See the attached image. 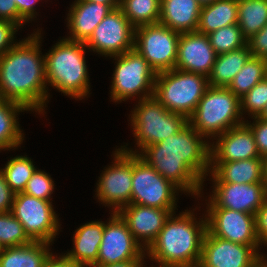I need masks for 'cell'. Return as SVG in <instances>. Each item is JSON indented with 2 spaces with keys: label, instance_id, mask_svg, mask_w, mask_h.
Wrapping results in <instances>:
<instances>
[{
  "label": "cell",
  "instance_id": "obj_1",
  "mask_svg": "<svg viewBox=\"0 0 267 267\" xmlns=\"http://www.w3.org/2000/svg\"><path fill=\"white\" fill-rule=\"evenodd\" d=\"M161 176L193 198L202 197L210 172V143L189 123L139 154Z\"/></svg>",
  "mask_w": 267,
  "mask_h": 267
},
{
  "label": "cell",
  "instance_id": "obj_2",
  "mask_svg": "<svg viewBox=\"0 0 267 267\" xmlns=\"http://www.w3.org/2000/svg\"><path fill=\"white\" fill-rule=\"evenodd\" d=\"M37 29L0 57V98L45 115L51 95L47 86L45 55L41 52L43 35Z\"/></svg>",
  "mask_w": 267,
  "mask_h": 267
},
{
  "label": "cell",
  "instance_id": "obj_3",
  "mask_svg": "<svg viewBox=\"0 0 267 267\" xmlns=\"http://www.w3.org/2000/svg\"><path fill=\"white\" fill-rule=\"evenodd\" d=\"M197 207L170 215L156 240L146 250L152 264L158 263L162 267H198L207 219L203 214L197 220V213H194Z\"/></svg>",
  "mask_w": 267,
  "mask_h": 267
},
{
  "label": "cell",
  "instance_id": "obj_4",
  "mask_svg": "<svg viewBox=\"0 0 267 267\" xmlns=\"http://www.w3.org/2000/svg\"><path fill=\"white\" fill-rule=\"evenodd\" d=\"M84 42L62 39L45 53V69L47 85L76 101L89 97L90 80Z\"/></svg>",
  "mask_w": 267,
  "mask_h": 267
},
{
  "label": "cell",
  "instance_id": "obj_5",
  "mask_svg": "<svg viewBox=\"0 0 267 267\" xmlns=\"http://www.w3.org/2000/svg\"><path fill=\"white\" fill-rule=\"evenodd\" d=\"M136 103L129 120L137 149L127 147V143L120 146L122 151L139 154L145 147L178 133L189 123L184 115L168 111L154 95L136 100Z\"/></svg>",
  "mask_w": 267,
  "mask_h": 267
},
{
  "label": "cell",
  "instance_id": "obj_6",
  "mask_svg": "<svg viewBox=\"0 0 267 267\" xmlns=\"http://www.w3.org/2000/svg\"><path fill=\"white\" fill-rule=\"evenodd\" d=\"M244 118L240 112V99L233 92L227 87L208 86L188 122L210 143L244 123Z\"/></svg>",
  "mask_w": 267,
  "mask_h": 267
},
{
  "label": "cell",
  "instance_id": "obj_7",
  "mask_svg": "<svg viewBox=\"0 0 267 267\" xmlns=\"http://www.w3.org/2000/svg\"><path fill=\"white\" fill-rule=\"evenodd\" d=\"M208 86L204 75L174 68L156 75L154 97L168 111L189 119Z\"/></svg>",
  "mask_w": 267,
  "mask_h": 267
},
{
  "label": "cell",
  "instance_id": "obj_8",
  "mask_svg": "<svg viewBox=\"0 0 267 267\" xmlns=\"http://www.w3.org/2000/svg\"><path fill=\"white\" fill-rule=\"evenodd\" d=\"M111 58L115 60L109 93L111 101L122 103L136 98L140 101L154 95L157 74L136 49Z\"/></svg>",
  "mask_w": 267,
  "mask_h": 267
},
{
  "label": "cell",
  "instance_id": "obj_9",
  "mask_svg": "<svg viewBox=\"0 0 267 267\" xmlns=\"http://www.w3.org/2000/svg\"><path fill=\"white\" fill-rule=\"evenodd\" d=\"M181 192L138 154H132L131 204L178 210L177 196Z\"/></svg>",
  "mask_w": 267,
  "mask_h": 267
},
{
  "label": "cell",
  "instance_id": "obj_10",
  "mask_svg": "<svg viewBox=\"0 0 267 267\" xmlns=\"http://www.w3.org/2000/svg\"><path fill=\"white\" fill-rule=\"evenodd\" d=\"M11 213L23 225L31 241L53 244L61 229L60 219L51 201L23 192L14 196Z\"/></svg>",
  "mask_w": 267,
  "mask_h": 267
},
{
  "label": "cell",
  "instance_id": "obj_11",
  "mask_svg": "<svg viewBox=\"0 0 267 267\" xmlns=\"http://www.w3.org/2000/svg\"><path fill=\"white\" fill-rule=\"evenodd\" d=\"M113 157V164L104 167L98 177L95 197L99 204L110 207L114 213L131 204L132 153L118 147Z\"/></svg>",
  "mask_w": 267,
  "mask_h": 267
},
{
  "label": "cell",
  "instance_id": "obj_12",
  "mask_svg": "<svg viewBox=\"0 0 267 267\" xmlns=\"http://www.w3.org/2000/svg\"><path fill=\"white\" fill-rule=\"evenodd\" d=\"M179 32L160 23L135 28L134 49L149 63L156 74L175 68Z\"/></svg>",
  "mask_w": 267,
  "mask_h": 267
},
{
  "label": "cell",
  "instance_id": "obj_13",
  "mask_svg": "<svg viewBox=\"0 0 267 267\" xmlns=\"http://www.w3.org/2000/svg\"><path fill=\"white\" fill-rule=\"evenodd\" d=\"M135 27L120 8L111 10L85 42L88 52L114 57L134 49Z\"/></svg>",
  "mask_w": 267,
  "mask_h": 267
},
{
  "label": "cell",
  "instance_id": "obj_14",
  "mask_svg": "<svg viewBox=\"0 0 267 267\" xmlns=\"http://www.w3.org/2000/svg\"><path fill=\"white\" fill-rule=\"evenodd\" d=\"M261 248L218 238L206 230L198 267H253L265 255Z\"/></svg>",
  "mask_w": 267,
  "mask_h": 267
},
{
  "label": "cell",
  "instance_id": "obj_15",
  "mask_svg": "<svg viewBox=\"0 0 267 267\" xmlns=\"http://www.w3.org/2000/svg\"><path fill=\"white\" fill-rule=\"evenodd\" d=\"M206 208H226L256 215L267 200V182L213 183Z\"/></svg>",
  "mask_w": 267,
  "mask_h": 267
},
{
  "label": "cell",
  "instance_id": "obj_16",
  "mask_svg": "<svg viewBox=\"0 0 267 267\" xmlns=\"http://www.w3.org/2000/svg\"><path fill=\"white\" fill-rule=\"evenodd\" d=\"M207 230L218 238L248 246H261L255 215L226 208H206Z\"/></svg>",
  "mask_w": 267,
  "mask_h": 267
},
{
  "label": "cell",
  "instance_id": "obj_17",
  "mask_svg": "<svg viewBox=\"0 0 267 267\" xmlns=\"http://www.w3.org/2000/svg\"><path fill=\"white\" fill-rule=\"evenodd\" d=\"M144 252L123 218L117 212H111L110 218L104 223L97 265L137 259Z\"/></svg>",
  "mask_w": 267,
  "mask_h": 267
},
{
  "label": "cell",
  "instance_id": "obj_18",
  "mask_svg": "<svg viewBox=\"0 0 267 267\" xmlns=\"http://www.w3.org/2000/svg\"><path fill=\"white\" fill-rule=\"evenodd\" d=\"M175 210L129 204L117 213L126 222L135 240L146 251L156 240L165 222Z\"/></svg>",
  "mask_w": 267,
  "mask_h": 267
},
{
  "label": "cell",
  "instance_id": "obj_19",
  "mask_svg": "<svg viewBox=\"0 0 267 267\" xmlns=\"http://www.w3.org/2000/svg\"><path fill=\"white\" fill-rule=\"evenodd\" d=\"M216 56L206 34L197 31L181 33L175 69L201 74L208 78Z\"/></svg>",
  "mask_w": 267,
  "mask_h": 267
},
{
  "label": "cell",
  "instance_id": "obj_20",
  "mask_svg": "<svg viewBox=\"0 0 267 267\" xmlns=\"http://www.w3.org/2000/svg\"><path fill=\"white\" fill-rule=\"evenodd\" d=\"M210 142V162H231L260 157L254 135L244 122Z\"/></svg>",
  "mask_w": 267,
  "mask_h": 267
},
{
  "label": "cell",
  "instance_id": "obj_21",
  "mask_svg": "<svg viewBox=\"0 0 267 267\" xmlns=\"http://www.w3.org/2000/svg\"><path fill=\"white\" fill-rule=\"evenodd\" d=\"M111 10L107 4L74 0L66 18L70 35L66 39L85 43Z\"/></svg>",
  "mask_w": 267,
  "mask_h": 267
},
{
  "label": "cell",
  "instance_id": "obj_22",
  "mask_svg": "<svg viewBox=\"0 0 267 267\" xmlns=\"http://www.w3.org/2000/svg\"><path fill=\"white\" fill-rule=\"evenodd\" d=\"M207 176H211L209 181L213 183L267 182L262 157L231 162H210V172Z\"/></svg>",
  "mask_w": 267,
  "mask_h": 267
},
{
  "label": "cell",
  "instance_id": "obj_23",
  "mask_svg": "<svg viewBox=\"0 0 267 267\" xmlns=\"http://www.w3.org/2000/svg\"><path fill=\"white\" fill-rule=\"evenodd\" d=\"M103 230L104 221H90L80 225L73 234L72 250H68L64 255L85 267L97 265Z\"/></svg>",
  "mask_w": 267,
  "mask_h": 267
},
{
  "label": "cell",
  "instance_id": "obj_24",
  "mask_svg": "<svg viewBox=\"0 0 267 267\" xmlns=\"http://www.w3.org/2000/svg\"><path fill=\"white\" fill-rule=\"evenodd\" d=\"M201 8L197 0H161L159 23L179 33L194 32Z\"/></svg>",
  "mask_w": 267,
  "mask_h": 267
},
{
  "label": "cell",
  "instance_id": "obj_25",
  "mask_svg": "<svg viewBox=\"0 0 267 267\" xmlns=\"http://www.w3.org/2000/svg\"><path fill=\"white\" fill-rule=\"evenodd\" d=\"M25 111L29 112L22 104L0 98V152L16 150L23 144L25 135L17 117Z\"/></svg>",
  "mask_w": 267,
  "mask_h": 267
},
{
  "label": "cell",
  "instance_id": "obj_26",
  "mask_svg": "<svg viewBox=\"0 0 267 267\" xmlns=\"http://www.w3.org/2000/svg\"><path fill=\"white\" fill-rule=\"evenodd\" d=\"M238 0H216L202 6L197 32L210 34L222 27L238 23Z\"/></svg>",
  "mask_w": 267,
  "mask_h": 267
},
{
  "label": "cell",
  "instance_id": "obj_27",
  "mask_svg": "<svg viewBox=\"0 0 267 267\" xmlns=\"http://www.w3.org/2000/svg\"><path fill=\"white\" fill-rule=\"evenodd\" d=\"M50 245L31 241L22 246L5 247L0 254V267H43L52 253Z\"/></svg>",
  "mask_w": 267,
  "mask_h": 267
},
{
  "label": "cell",
  "instance_id": "obj_28",
  "mask_svg": "<svg viewBox=\"0 0 267 267\" xmlns=\"http://www.w3.org/2000/svg\"><path fill=\"white\" fill-rule=\"evenodd\" d=\"M251 56L248 44L240 49L218 54L208 77V85L228 87Z\"/></svg>",
  "mask_w": 267,
  "mask_h": 267
},
{
  "label": "cell",
  "instance_id": "obj_29",
  "mask_svg": "<svg viewBox=\"0 0 267 267\" xmlns=\"http://www.w3.org/2000/svg\"><path fill=\"white\" fill-rule=\"evenodd\" d=\"M238 26L248 40L267 24V0H238Z\"/></svg>",
  "mask_w": 267,
  "mask_h": 267
},
{
  "label": "cell",
  "instance_id": "obj_30",
  "mask_svg": "<svg viewBox=\"0 0 267 267\" xmlns=\"http://www.w3.org/2000/svg\"><path fill=\"white\" fill-rule=\"evenodd\" d=\"M119 8L136 28L159 23L161 0H121Z\"/></svg>",
  "mask_w": 267,
  "mask_h": 267
},
{
  "label": "cell",
  "instance_id": "obj_31",
  "mask_svg": "<svg viewBox=\"0 0 267 267\" xmlns=\"http://www.w3.org/2000/svg\"><path fill=\"white\" fill-rule=\"evenodd\" d=\"M264 78V58L251 56L227 88L240 99Z\"/></svg>",
  "mask_w": 267,
  "mask_h": 267
},
{
  "label": "cell",
  "instance_id": "obj_32",
  "mask_svg": "<svg viewBox=\"0 0 267 267\" xmlns=\"http://www.w3.org/2000/svg\"><path fill=\"white\" fill-rule=\"evenodd\" d=\"M36 169L31 158L27 155H18L14 158L10 157L0 170L3 172L8 186L17 194L25 190L28 180Z\"/></svg>",
  "mask_w": 267,
  "mask_h": 267
},
{
  "label": "cell",
  "instance_id": "obj_33",
  "mask_svg": "<svg viewBox=\"0 0 267 267\" xmlns=\"http://www.w3.org/2000/svg\"><path fill=\"white\" fill-rule=\"evenodd\" d=\"M215 53L222 54L240 49L247 45L238 24L222 27L207 35Z\"/></svg>",
  "mask_w": 267,
  "mask_h": 267
},
{
  "label": "cell",
  "instance_id": "obj_34",
  "mask_svg": "<svg viewBox=\"0 0 267 267\" xmlns=\"http://www.w3.org/2000/svg\"><path fill=\"white\" fill-rule=\"evenodd\" d=\"M30 242L23 225L11 211L0 213V243L4 248L22 246Z\"/></svg>",
  "mask_w": 267,
  "mask_h": 267
},
{
  "label": "cell",
  "instance_id": "obj_35",
  "mask_svg": "<svg viewBox=\"0 0 267 267\" xmlns=\"http://www.w3.org/2000/svg\"><path fill=\"white\" fill-rule=\"evenodd\" d=\"M267 105V78L258 82L240 98V112L250 117H259Z\"/></svg>",
  "mask_w": 267,
  "mask_h": 267
},
{
  "label": "cell",
  "instance_id": "obj_36",
  "mask_svg": "<svg viewBox=\"0 0 267 267\" xmlns=\"http://www.w3.org/2000/svg\"><path fill=\"white\" fill-rule=\"evenodd\" d=\"M54 189L55 184L51 175L44 170L36 169L32 174V177L28 180L23 193L52 202L51 195L53 194Z\"/></svg>",
  "mask_w": 267,
  "mask_h": 267
},
{
  "label": "cell",
  "instance_id": "obj_37",
  "mask_svg": "<svg viewBox=\"0 0 267 267\" xmlns=\"http://www.w3.org/2000/svg\"><path fill=\"white\" fill-rule=\"evenodd\" d=\"M253 122L245 119V123L250 127L256 142V147L260 157L267 156V121L260 117L251 118Z\"/></svg>",
  "mask_w": 267,
  "mask_h": 267
},
{
  "label": "cell",
  "instance_id": "obj_38",
  "mask_svg": "<svg viewBox=\"0 0 267 267\" xmlns=\"http://www.w3.org/2000/svg\"><path fill=\"white\" fill-rule=\"evenodd\" d=\"M20 28L13 22L0 20V57L9 51L17 42L16 32Z\"/></svg>",
  "mask_w": 267,
  "mask_h": 267
},
{
  "label": "cell",
  "instance_id": "obj_39",
  "mask_svg": "<svg viewBox=\"0 0 267 267\" xmlns=\"http://www.w3.org/2000/svg\"><path fill=\"white\" fill-rule=\"evenodd\" d=\"M18 8V27L23 28L29 21H34L38 12H36V4L40 0H13Z\"/></svg>",
  "mask_w": 267,
  "mask_h": 267
},
{
  "label": "cell",
  "instance_id": "obj_40",
  "mask_svg": "<svg viewBox=\"0 0 267 267\" xmlns=\"http://www.w3.org/2000/svg\"><path fill=\"white\" fill-rule=\"evenodd\" d=\"M251 55L254 57H267V24L247 40Z\"/></svg>",
  "mask_w": 267,
  "mask_h": 267
},
{
  "label": "cell",
  "instance_id": "obj_41",
  "mask_svg": "<svg viewBox=\"0 0 267 267\" xmlns=\"http://www.w3.org/2000/svg\"><path fill=\"white\" fill-rule=\"evenodd\" d=\"M15 193L8 186L3 172L0 170V213L12 210Z\"/></svg>",
  "mask_w": 267,
  "mask_h": 267
},
{
  "label": "cell",
  "instance_id": "obj_42",
  "mask_svg": "<svg viewBox=\"0 0 267 267\" xmlns=\"http://www.w3.org/2000/svg\"><path fill=\"white\" fill-rule=\"evenodd\" d=\"M256 233L258 240L264 247H267V200L255 215Z\"/></svg>",
  "mask_w": 267,
  "mask_h": 267
},
{
  "label": "cell",
  "instance_id": "obj_43",
  "mask_svg": "<svg viewBox=\"0 0 267 267\" xmlns=\"http://www.w3.org/2000/svg\"><path fill=\"white\" fill-rule=\"evenodd\" d=\"M0 20H7L18 26V8L13 0H0Z\"/></svg>",
  "mask_w": 267,
  "mask_h": 267
},
{
  "label": "cell",
  "instance_id": "obj_44",
  "mask_svg": "<svg viewBox=\"0 0 267 267\" xmlns=\"http://www.w3.org/2000/svg\"><path fill=\"white\" fill-rule=\"evenodd\" d=\"M43 267H85L81 264H78L68 257H66L63 253L54 255L53 251L45 260Z\"/></svg>",
  "mask_w": 267,
  "mask_h": 267
},
{
  "label": "cell",
  "instance_id": "obj_45",
  "mask_svg": "<svg viewBox=\"0 0 267 267\" xmlns=\"http://www.w3.org/2000/svg\"><path fill=\"white\" fill-rule=\"evenodd\" d=\"M145 258L147 259L146 251L137 259H131L112 264L95 265L92 267H147V263H145L146 261L144 260Z\"/></svg>",
  "mask_w": 267,
  "mask_h": 267
},
{
  "label": "cell",
  "instance_id": "obj_46",
  "mask_svg": "<svg viewBox=\"0 0 267 267\" xmlns=\"http://www.w3.org/2000/svg\"><path fill=\"white\" fill-rule=\"evenodd\" d=\"M87 2H93V3H100V4H107L112 10L119 8L121 0H83Z\"/></svg>",
  "mask_w": 267,
  "mask_h": 267
},
{
  "label": "cell",
  "instance_id": "obj_47",
  "mask_svg": "<svg viewBox=\"0 0 267 267\" xmlns=\"http://www.w3.org/2000/svg\"><path fill=\"white\" fill-rule=\"evenodd\" d=\"M267 255L261 257L253 267H267Z\"/></svg>",
  "mask_w": 267,
  "mask_h": 267
},
{
  "label": "cell",
  "instance_id": "obj_48",
  "mask_svg": "<svg viewBox=\"0 0 267 267\" xmlns=\"http://www.w3.org/2000/svg\"><path fill=\"white\" fill-rule=\"evenodd\" d=\"M202 6L207 5V4H211L216 0H197Z\"/></svg>",
  "mask_w": 267,
  "mask_h": 267
},
{
  "label": "cell",
  "instance_id": "obj_49",
  "mask_svg": "<svg viewBox=\"0 0 267 267\" xmlns=\"http://www.w3.org/2000/svg\"><path fill=\"white\" fill-rule=\"evenodd\" d=\"M259 117L267 121V105Z\"/></svg>",
  "mask_w": 267,
  "mask_h": 267
},
{
  "label": "cell",
  "instance_id": "obj_50",
  "mask_svg": "<svg viewBox=\"0 0 267 267\" xmlns=\"http://www.w3.org/2000/svg\"><path fill=\"white\" fill-rule=\"evenodd\" d=\"M265 176L267 181V156L264 157Z\"/></svg>",
  "mask_w": 267,
  "mask_h": 267
},
{
  "label": "cell",
  "instance_id": "obj_51",
  "mask_svg": "<svg viewBox=\"0 0 267 267\" xmlns=\"http://www.w3.org/2000/svg\"><path fill=\"white\" fill-rule=\"evenodd\" d=\"M264 60H265V78H267V57H265Z\"/></svg>",
  "mask_w": 267,
  "mask_h": 267
},
{
  "label": "cell",
  "instance_id": "obj_52",
  "mask_svg": "<svg viewBox=\"0 0 267 267\" xmlns=\"http://www.w3.org/2000/svg\"><path fill=\"white\" fill-rule=\"evenodd\" d=\"M4 250L3 245L0 243V254L2 253V251Z\"/></svg>",
  "mask_w": 267,
  "mask_h": 267
},
{
  "label": "cell",
  "instance_id": "obj_53",
  "mask_svg": "<svg viewBox=\"0 0 267 267\" xmlns=\"http://www.w3.org/2000/svg\"><path fill=\"white\" fill-rule=\"evenodd\" d=\"M149 267H162V266H155V265H152V266H149Z\"/></svg>",
  "mask_w": 267,
  "mask_h": 267
}]
</instances>
